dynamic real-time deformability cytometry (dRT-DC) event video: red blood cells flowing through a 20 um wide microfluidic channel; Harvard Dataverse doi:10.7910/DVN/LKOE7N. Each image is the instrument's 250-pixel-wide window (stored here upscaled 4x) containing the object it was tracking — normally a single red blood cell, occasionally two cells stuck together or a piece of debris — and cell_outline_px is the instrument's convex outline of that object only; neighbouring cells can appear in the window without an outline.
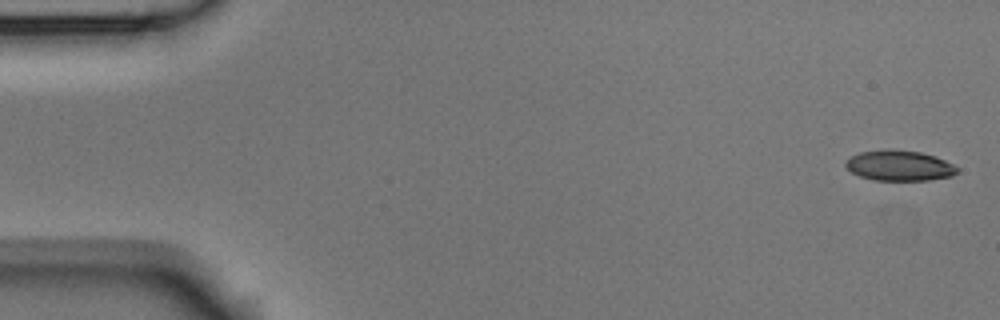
{"species": "Egyptian fruit bat (a non-hibernating species)", "species_latin": "Rousettus aegyptiacus", "temperature_condition": "room temperature", "stored_images_in_passage": 6, "segment_of_instrument_passage": [1, 2], "camera_frame_rate_fps": 3000, "um_per_image_px": 0.085, "animal": {"sex": "male"}, "frame": {"image": 1, "passage_image": 1, "time_ms": 0.0, "image_size_px": [1000, 320], "cell_outline_px": [[960, 168], [952, 176], [928, 180], [876, 180], [860, 176], [852, 172], [844, 164], [852, 156], [860, 152], [920, 152], [936, 156]], "centroid_in_image_um": [76.5, 14.12], "position_along_channel_um": 8.5, "area_um2": 18.84}}